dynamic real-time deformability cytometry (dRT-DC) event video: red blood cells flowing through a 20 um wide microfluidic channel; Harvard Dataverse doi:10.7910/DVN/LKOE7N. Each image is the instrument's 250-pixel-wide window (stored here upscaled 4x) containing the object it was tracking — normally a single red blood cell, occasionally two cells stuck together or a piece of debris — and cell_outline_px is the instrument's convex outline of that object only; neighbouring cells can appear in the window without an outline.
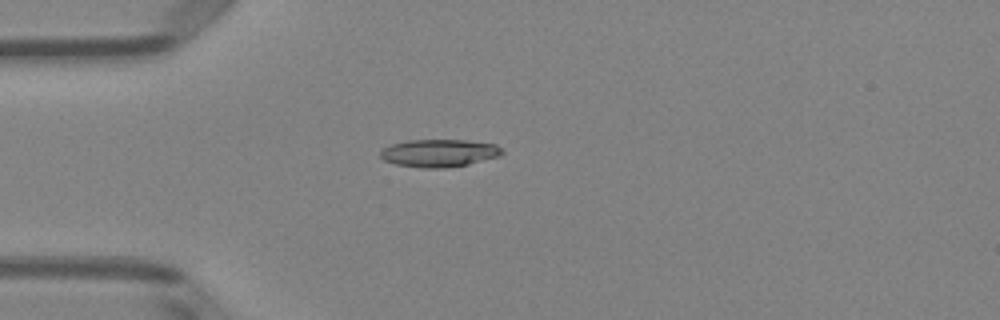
{"species": "Egyptian fruit bat (a non-hibernating species)", "species_latin": "Rousettus aegyptiacus", "temperature_condition": "room temperature", "stored_images_in_passage": 43, "camera_frame_rate_fps": 3000, "um_per_image_px": 0.085, "animal": {"sex": "female"}, "frame": {"image": 1, "passage_image": 6, "time_ms": 1.667, "image_size_px": [1000, 320], "cell_outline_px": [[504, 152], [500, 156], [468, 164], [444, 168], [424, 168], [396, 164], [384, 160], [380, 156], [380, 152], [384, 148], [392, 144], [408, 140], [464, 140], [496, 144]], "centroid_in_image_um": [37.33, 13.01], "position_along_channel_um": 47.7, "area_um2": 19.48}}
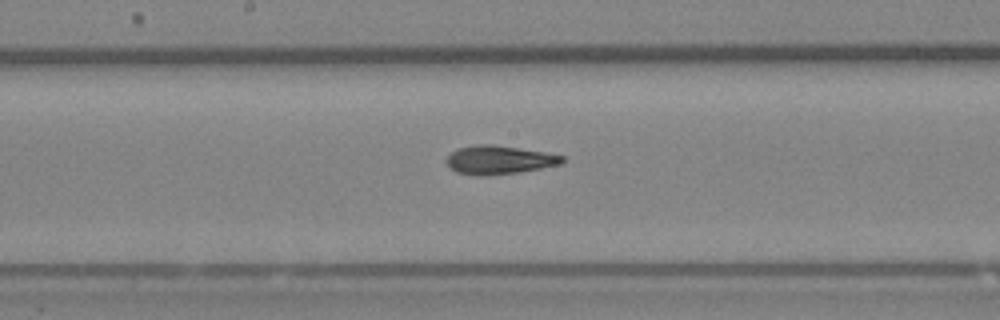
{"frame": {"image": 2, "passage_image": 19, "time_ms": 6.0, "image_size_px": [1000, 320], "cell_outline_px": [[564, 164], [516, 172], [480, 176], [476, 176], [456, 172], [448, 168], [444, 160], [452, 152], [460, 148], [476, 144], [492, 144], [544, 152], [564, 156]], "centroid_in_image_um": [42.38, 13.59], "position_along_channel_um": 205.8, "area_um2": 19.25}}
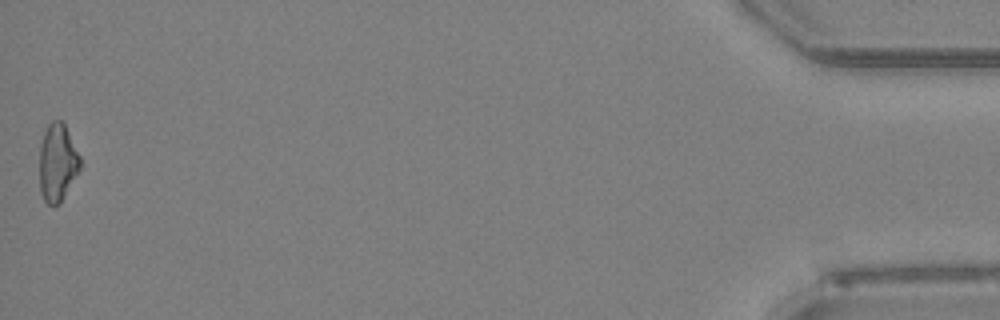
{"frame": {"image": 3, "passage_image": 43, "time_ms": 14.0, "image_size_px": [1000, 320], "cell_outline_px": [[80, 168], [60, 204], [52, 208], [44, 200], [40, 192], [40, 144], [44, 132], [48, 124], [52, 120], [60, 120], [64, 124], [80, 156]], "centroid_in_image_um": [4.87, 13.85], "position_along_channel_um": 430.3, "area_um2": 18.38}, "authors_computed_cell_mechanics": {"area_um2": 18.785, "velocity_mm_per_s": 3.994, "shape_relaxation_time_tau1_ms": 6.708, "shape_relaxation_time_tau2_ms": 3.6669, "deformation_change_tau1": 0.1758, "deformation_change_tau2": 0.1444}}